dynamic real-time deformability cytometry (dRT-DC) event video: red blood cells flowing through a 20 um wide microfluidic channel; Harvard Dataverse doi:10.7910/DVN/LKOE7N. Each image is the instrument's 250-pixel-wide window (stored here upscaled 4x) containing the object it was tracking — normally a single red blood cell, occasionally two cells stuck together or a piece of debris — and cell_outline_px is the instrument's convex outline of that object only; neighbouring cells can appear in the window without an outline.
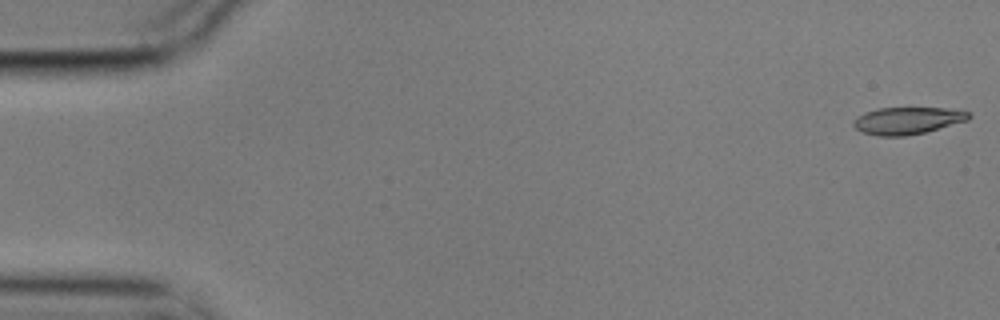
{"species": "common noctule bat (a hibernating species)", "species_latin": "Nyctalus noctula", "temperature_condition": "cold", "stored_images_in_passage": 56, "camera_frame_rate_fps": 3000, "um_per_image_px": 0.085, "animal": {"sex": "male", "body_mass_g": 17.9}, "frame": {"image": 1, "passage_image": 1, "time_ms": 0.0, "image_size_px": [1000, 320], "cell_outline_px": [[972, 116], [968, 120], [924, 132], [904, 136], [876, 136], [860, 132], [852, 124], [852, 120], [864, 112], [880, 108], [944, 108], [972, 112]], "centroid_in_image_um": [77.1, 10.25], "position_along_channel_um": 7.9, "area_um2": 18.26}}
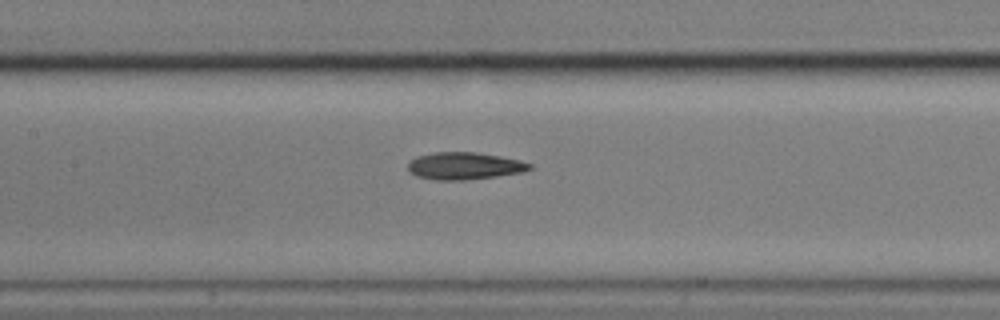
{"frame": {"image": 2, "passage_image": 26, "time_ms": 8.333, "image_size_px": [1000, 320], "cell_outline_px": [[532, 168], [524, 172], [468, 180], [436, 180], [416, 176], [408, 172], [408, 160], [416, 156], [432, 152], [476, 152], [500, 156], [520, 160], [532, 164]], "centroid_in_image_um": [39.44, 14.1], "position_along_channel_um": 168.0, "area_um2": 19.59}}
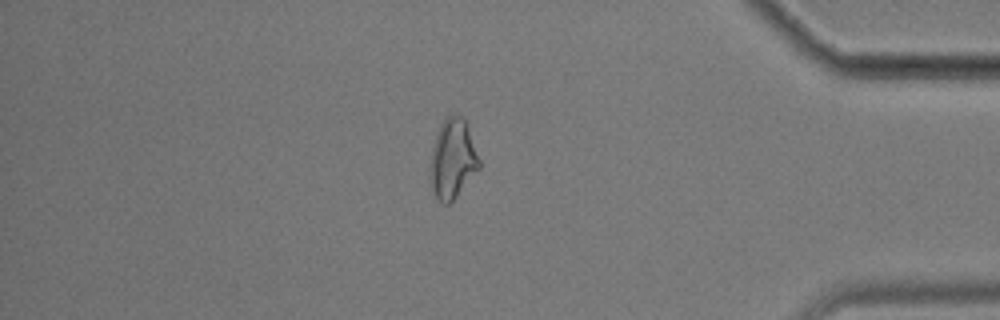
{"frame": {"image": 3, "passage_image": 48, "time_ms": 15.667, "image_size_px": [1000, 320], "cell_outline_px": [[480, 168], [456, 196], [448, 204], [440, 204], [432, 192], [428, 172], [428, 164], [432, 144], [440, 124], [452, 112], [460, 116], [464, 120], [468, 128], [480, 160]], "centroid_in_image_um": [38.42, 13.53], "position_along_channel_um": 396.8, "area_um2": 23.12}, "authors_computed_cell_mechanics": {"area_um2": 19.5364, "velocity_mm_per_s": 3.5424, "shape_relaxation_time_tau1_ms": 4.3918, "shape_relaxation_time_tau2_ms": 4.3552, "deformation_change_tau1": 0.1472, "deformation_change_tau2": 0.1175}}